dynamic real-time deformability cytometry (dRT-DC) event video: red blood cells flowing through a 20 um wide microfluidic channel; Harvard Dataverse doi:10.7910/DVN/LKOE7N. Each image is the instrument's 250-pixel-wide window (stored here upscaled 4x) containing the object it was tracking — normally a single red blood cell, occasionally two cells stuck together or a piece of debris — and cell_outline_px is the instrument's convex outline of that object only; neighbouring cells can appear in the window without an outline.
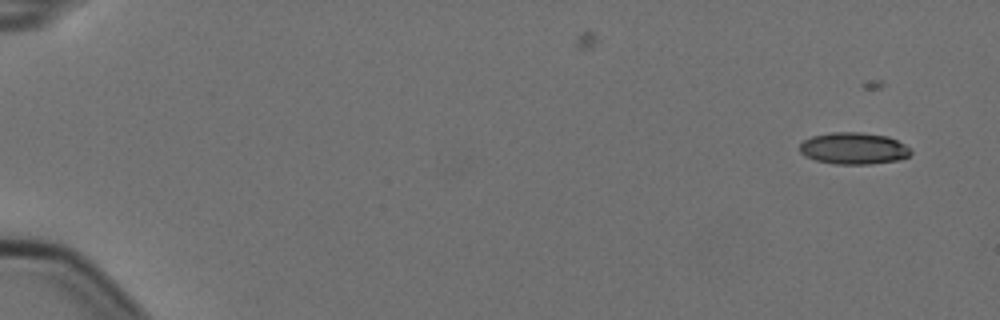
{"species": "Egyptian fruit bat (a non-hibernating species)", "species_latin": "Rousettus aegyptiacus", "temperature_condition": "cold", "stored_images_in_passage": 7, "camera_frame_rate_fps": 3000, "um_per_image_px": 0.085, "animal": {"sex": "female"}, "frame": {"image": 1, "passage_image": 2, "time_ms": 0.333, "image_size_px": [1000, 320], "cell_outline_px": [[912, 152], [908, 156], [900, 160], [872, 164], [836, 164], [816, 160], [804, 156], [800, 152], [800, 144], [804, 140], [812, 136], [832, 132], [860, 132], [888, 136], [904, 144]], "centroid_in_image_um": [72.56, 12.61], "position_along_channel_um": 12.4, "area_um2": 20.58}}
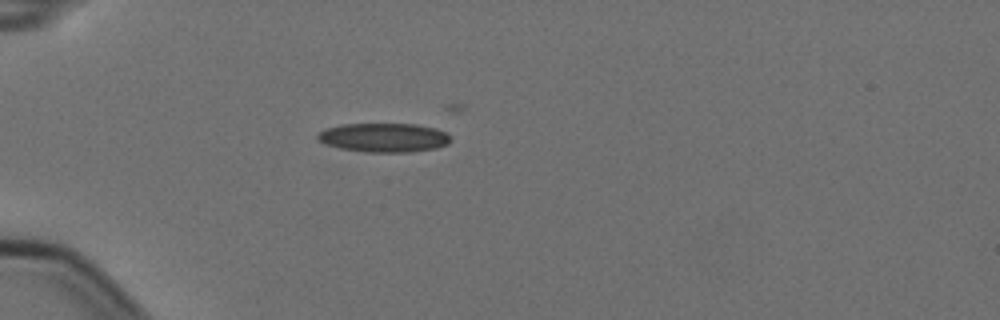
{"frame": {"image": 2, "passage_image": 6, "time_ms": 1.667, "image_size_px": [1000, 320], "cell_outline_px": [[452, 140], [448, 144], [436, 148], [412, 152], [368, 152], [340, 148], [324, 144], [316, 140], [316, 136], [320, 132], [328, 128], [344, 124], [416, 124], [436, 128], [444, 132]], "centroid_in_image_um": [32.63, 11.7], "position_along_channel_um": 52.4, "area_um2": 22.48}}